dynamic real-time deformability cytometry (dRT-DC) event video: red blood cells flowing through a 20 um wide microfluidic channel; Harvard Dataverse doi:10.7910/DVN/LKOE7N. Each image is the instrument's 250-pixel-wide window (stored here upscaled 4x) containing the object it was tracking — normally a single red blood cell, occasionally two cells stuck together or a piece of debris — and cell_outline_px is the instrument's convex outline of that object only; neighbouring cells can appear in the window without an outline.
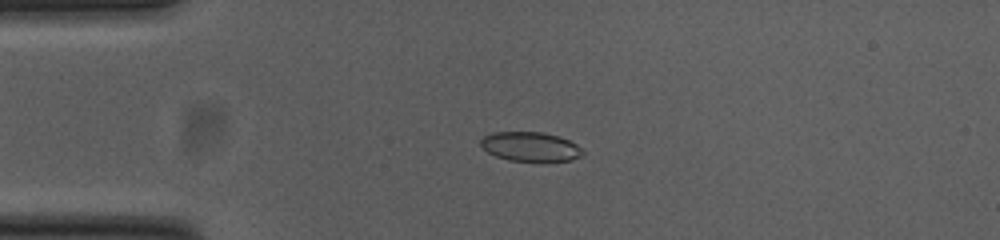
{"species": "common noctule bat (a hibernating species)", "species_latin": "Nyctalus noctula", "temperature_condition": "cold", "stored_images_in_passage": 53, "camera_frame_rate_fps": 3000, "um_per_image_px": 0.085, "animal": {"sex": "female", "body_mass_g": 23.0, "forearm_length_mm": 53.4}, "frame": {"image": 1, "passage_image": 12, "time_ms": 3.667, "image_size_px": [1000, 240], "cell_outline_px": [[584, 152], [580, 156], [572, 160], [508, 160], [496, 156], [488, 152], [480, 144], [480, 140], [484, 136], [492, 132], [540, 132], [556, 136], [568, 140], [576, 144]], "centroid_in_image_um": [45.04, 12.45], "position_along_channel_um": 40.0, "area_um2": 16.99}}
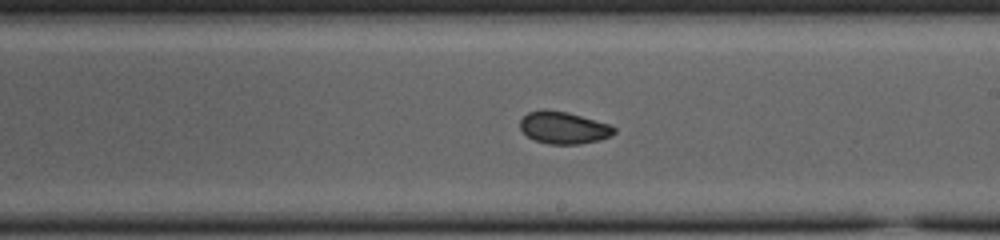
{"frame": {"image": 2, "passage_image": 30, "time_ms": 9.667, "image_size_px": [1000, 240], "cell_outline_px": [[616, 132], [612, 136], [600, 140], [580, 144], [548, 144], [536, 140], [528, 136], [520, 128], [520, 120], [528, 112], [544, 108], [568, 112], [608, 124], [616, 128]], "centroid_in_image_um": [47.91, 10.85], "position_along_channel_um": 241.1, "area_um2": 17.69}}
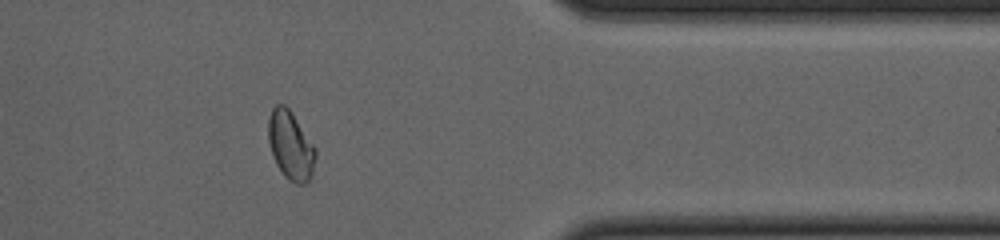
{"frame": {"image": 3, "passage_image": 43, "time_ms": 14.0, "image_size_px": [1000, 240], "cell_outline_px": [[316, 156], [312, 176], [304, 184], [296, 184], [288, 180], [284, 176], [276, 164], [268, 140], [268, 120], [272, 108], [276, 104], [284, 104], [288, 108], [316, 148]], "centroid_in_image_um": [24.7, 12.39], "position_along_channel_um": 386.7, "area_um2": 18.79}, "authors_computed_cell_mechanics": {"area_um2": 17.918, "velocity_mm_per_s": 3.7921, "shape_relaxation_time_tau1_ms": 4.0165, "shape_relaxation_time_tau2_ms": 3.9931, "deformation_change_tau1": 0.0953, "deformation_change_tau2": 0.0643}}